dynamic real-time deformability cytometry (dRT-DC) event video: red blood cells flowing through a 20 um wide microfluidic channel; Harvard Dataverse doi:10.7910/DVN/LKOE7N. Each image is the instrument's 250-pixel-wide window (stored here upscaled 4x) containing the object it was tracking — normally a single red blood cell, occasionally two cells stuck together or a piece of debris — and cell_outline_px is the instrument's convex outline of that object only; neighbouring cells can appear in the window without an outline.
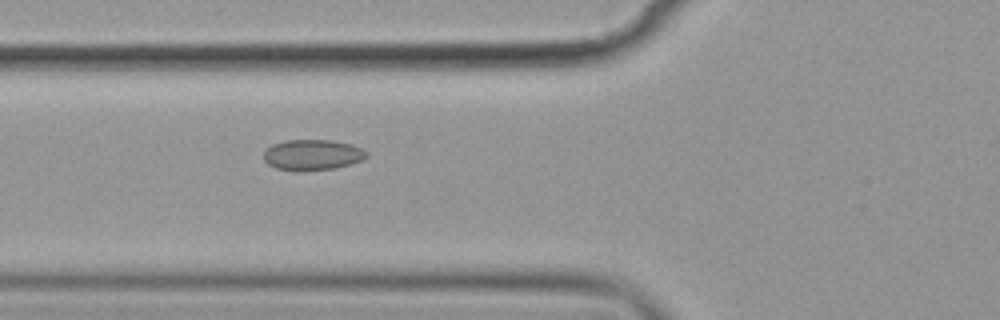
{"species": "common noctule bat (a hibernating species)", "species_latin": "Nyctalus noctula", "temperature_condition": "cold", "stored_images_in_passage": 4, "camera_frame_rate_fps": 3000, "um_per_image_px": 0.085, "animal": {"sex": "female", "body_mass_g": 19.9}, "frame": {"image": 1, "passage_image": 4, "time_ms": 3.333, "image_size_px": [1000, 320], "cell_outline_px": [[368, 156], [364, 160], [332, 168], [296, 172], [276, 168], [268, 164], [264, 160], [264, 152], [272, 144], [284, 140], [332, 140], [352, 144], [368, 152]], "centroid_in_image_um": [26.55, 13.16], "position_along_channel_um": 99.3, "area_um2": 18.5}}